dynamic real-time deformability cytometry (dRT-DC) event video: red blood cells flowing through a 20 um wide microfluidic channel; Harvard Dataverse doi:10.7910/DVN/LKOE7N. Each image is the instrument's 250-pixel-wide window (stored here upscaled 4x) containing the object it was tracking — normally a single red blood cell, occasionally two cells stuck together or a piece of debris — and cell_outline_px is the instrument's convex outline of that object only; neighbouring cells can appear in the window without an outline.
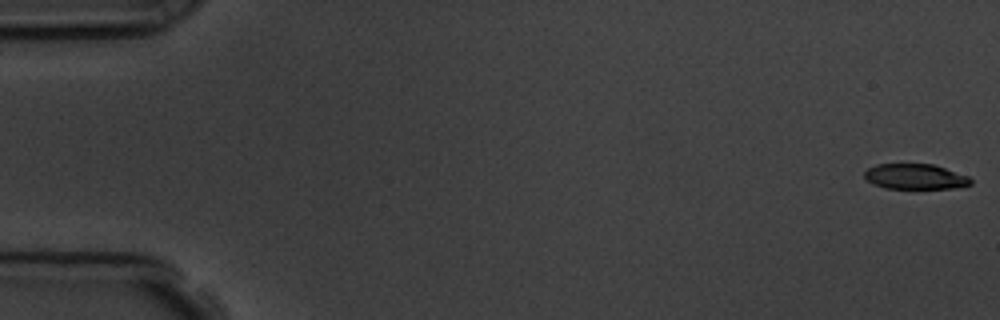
{"species": "common noctule bat (a hibernating species)", "species_latin": "Nyctalus noctula", "temperature_condition": "room temperature", "stored_images_in_passage": 6, "camera_frame_rate_fps": 3000, "um_per_image_px": 0.085, "animal": {"sex": "male", "body_mass_g": 19.5, "forearm_length_mm": 54.6}, "frame": {"image": 1, "passage_image": 1, "time_ms": 0.0, "image_size_px": [1000, 320], "cell_outline_px": [[972, 184], [952, 188], [884, 188], [872, 184], [864, 176], [864, 172], [868, 168], [876, 164], [932, 164], [968, 176], [972, 180]], "centroid_in_image_um": [77.76, 15.01], "position_along_channel_um": 7.2, "area_um2": 15.55}}
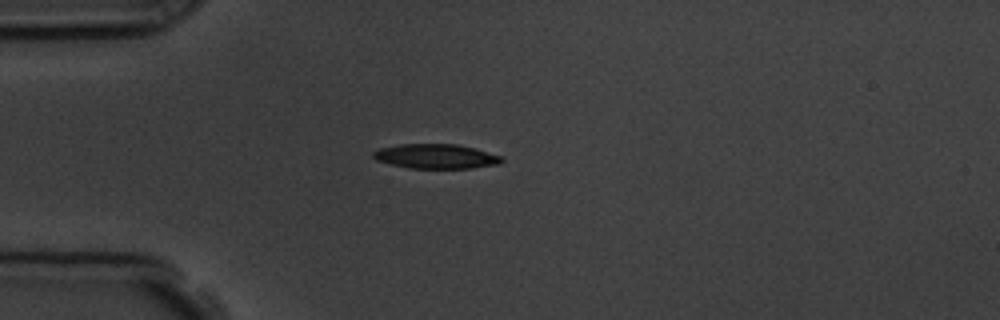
{"frame": {"image": 2, "passage_image": 5, "time_ms": 4.667, "image_size_px": [1000, 320], "cell_outline_px": [[504, 160], [500, 164], [472, 168], [408, 168], [376, 160], [372, 156], [372, 152], [376, 148], [400, 144], [456, 144], [476, 148], [500, 156]], "centroid_in_image_um": [37.03, 13.28], "position_along_channel_um": 48.0, "area_um2": 18.5}}